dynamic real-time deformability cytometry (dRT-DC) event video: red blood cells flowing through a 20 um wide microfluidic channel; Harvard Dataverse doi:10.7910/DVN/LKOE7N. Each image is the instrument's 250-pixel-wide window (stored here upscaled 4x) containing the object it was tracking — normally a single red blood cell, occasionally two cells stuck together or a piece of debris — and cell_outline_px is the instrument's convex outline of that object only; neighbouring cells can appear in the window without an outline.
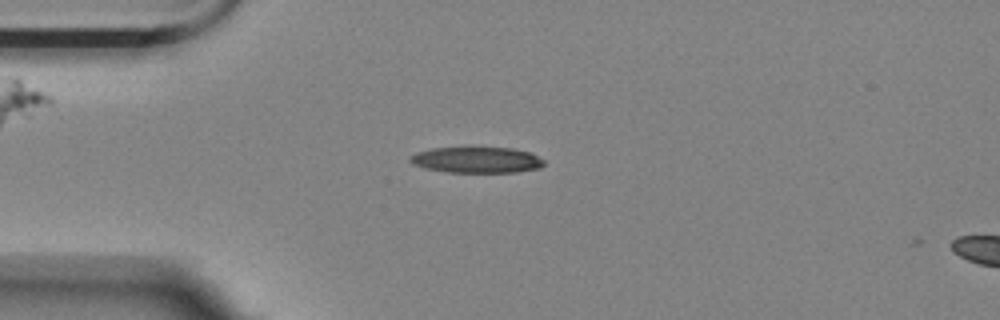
{"species": "Egyptian fruit bat (a non-hibernating species)", "species_latin": "Rousettus aegyptiacus", "temperature_condition": "room temperature", "stored_images_in_passage": 4, "camera_frame_rate_fps": 3000, "um_per_image_px": 0.085, "animal": {"sex": "female"}, "frame": {"image": 1, "passage_image": 1, "time_ms": 0.0, "image_size_px": [1000, 320], "cell_outline_px": [[544, 164], [540, 168], [516, 172], [444, 172], [424, 168], [412, 164], [408, 160], [408, 156], [416, 152], [432, 148], [512, 148], [528, 152], [544, 160]], "centroid_in_image_um": [40.46, 13.6], "position_along_channel_um": 44.5, "area_um2": 20.23}}